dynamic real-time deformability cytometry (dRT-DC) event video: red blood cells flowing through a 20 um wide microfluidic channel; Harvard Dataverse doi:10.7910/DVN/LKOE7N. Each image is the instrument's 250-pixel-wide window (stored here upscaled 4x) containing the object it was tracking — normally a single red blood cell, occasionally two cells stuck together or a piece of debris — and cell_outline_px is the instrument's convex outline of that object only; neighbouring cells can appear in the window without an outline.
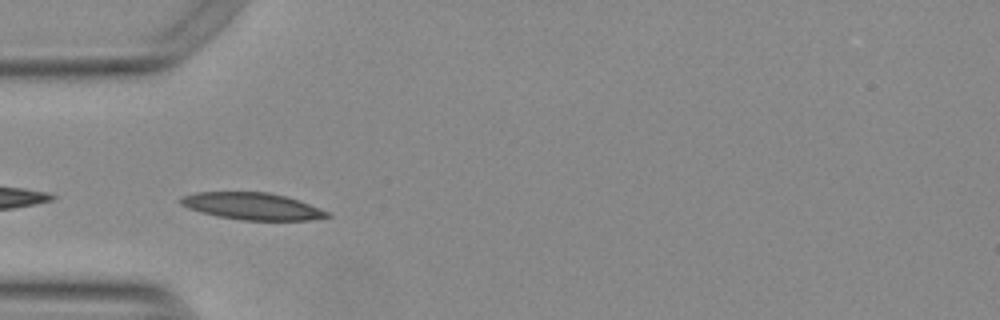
{"species": "Egyptian fruit bat (a non-hibernating species)", "species_latin": "Rousettus aegyptiacus", "temperature_condition": "warm", "stored_images_in_passage": 13, "camera_frame_rate_fps": 3000, "um_per_image_px": 0.085, "animal": {"sex": "female"}, "frame": {"image": 1, "passage_image": 1, "time_ms": 0.0, "image_size_px": [1000, 320], "cell_outline_px": [[332, 216], [312, 220], [244, 220], [216, 216], [200, 212], [188, 208], [180, 204], [180, 200], [184, 196], [196, 192], [268, 192], [284, 196], [308, 204], [328, 212]], "centroid_in_image_um": [21.42, 17.53], "position_along_channel_um": 63.6, "area_um2": 22.77}}
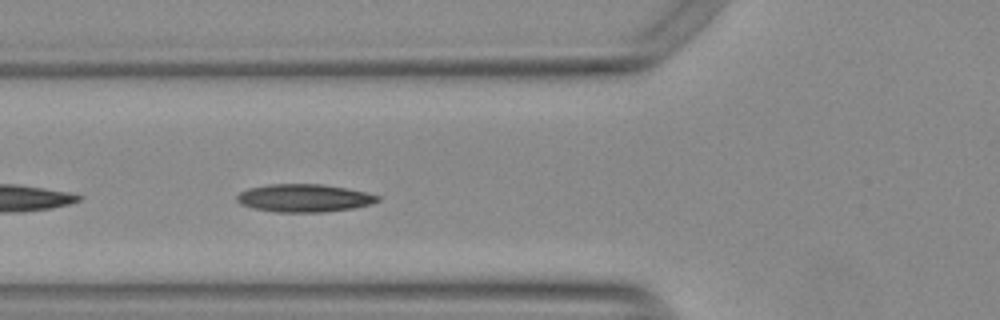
{"frame": {"image": 2, "passage_image": 4, "time_ms": 1.0, "image_size_px": [1000, 320], "cell_outline_px": [[380, 200], [372, 204], [352, 208], [324, 212], [276, 212], [252, 208], [240, 204], [236, 200], [236, 196], [240, 192], [248, 188], [272, 184], [324, 184], [348, 188], [368, 192], [380, 196]], "centroid_in_image_um": [25.87, 16.83], "position_along_channel_um": 99.9, "area_um2": 23.06}}